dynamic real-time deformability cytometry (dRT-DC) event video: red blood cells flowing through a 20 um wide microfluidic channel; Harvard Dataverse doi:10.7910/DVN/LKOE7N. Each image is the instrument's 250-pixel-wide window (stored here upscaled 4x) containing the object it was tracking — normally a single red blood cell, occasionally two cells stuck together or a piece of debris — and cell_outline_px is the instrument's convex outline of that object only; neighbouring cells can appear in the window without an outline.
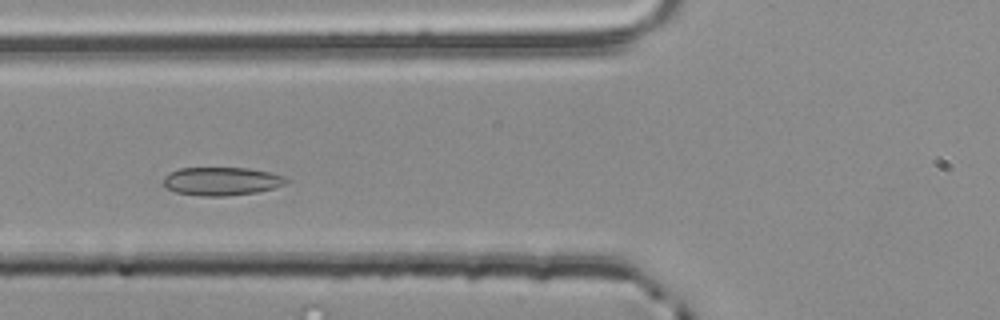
{"species": "common noctule bat (a hibernating species)", "species_latin": "Nyctalus noctula", "temperature_condition": "room temperature", "stored_images_in_passage": 3, "camera_frame_rate_fps": 3000, "um_per_image_px": 0.085, "animal": {"sex": "male", "body_mass_g": 20.4}, "frame": {"image": 1, "passage_image": 3, "time_ms": 0.667, "image_size_px": [1000, 320], "cell_outline_px": [[292, 180], [284, 184], [272, 188], [256, 192], [224, 196], [204, 196], [176, 192], [168, 188], [164, 184], [164, 176], [168, 172], [180, 168], [248, 168], [272, 172], [284, 176]], "centroid_in_image_um": [18.86, 15.39], "position_along_channel_um": 106.9, "area_um2": 20.23}}